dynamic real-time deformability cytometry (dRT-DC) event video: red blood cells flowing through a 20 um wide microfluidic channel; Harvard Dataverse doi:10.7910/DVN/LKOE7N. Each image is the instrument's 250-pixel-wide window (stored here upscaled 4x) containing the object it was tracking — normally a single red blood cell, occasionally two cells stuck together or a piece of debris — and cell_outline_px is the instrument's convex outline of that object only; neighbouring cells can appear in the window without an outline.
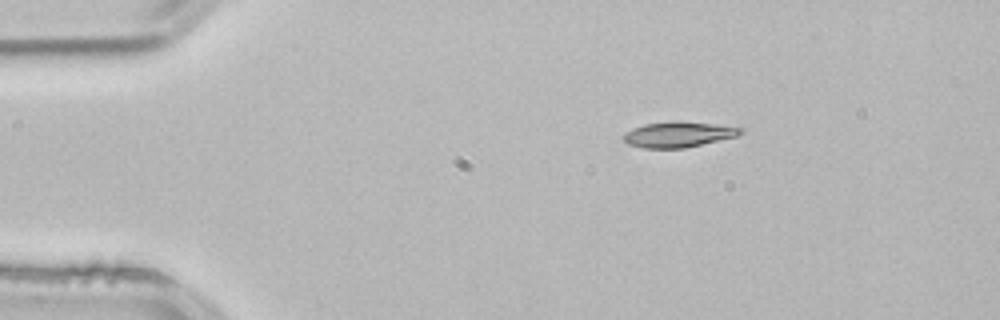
{"species": "common noctule bat (a hibernating species)", "species_latin": "Nyctalus noctula", "temperature_condition": "room temperature", "stored_images_in_passage": 3, "camera_frame_rate_fps": 3000, "um_per_image_px": 0.085, "animal": {"sex": "male", "body_mass_g": 21.5, "forearm_length_mm": 52.0}, "frame": {"image": 1, "passage_image": 3, "time_ms": 0.667, "image_size_px": [1000, 320], "cell_outline_px": [[744, 132], [736, 136], [684, 148], [644, 148], [628, 144], [620, 136], [624, 132], [632, 128], [644, 124], [712, 124], [744, 128]], "centroid_in_image_um": [57.6, 11.48], "position_along_channel_um": 27.4, "area_um2": 16.47}}